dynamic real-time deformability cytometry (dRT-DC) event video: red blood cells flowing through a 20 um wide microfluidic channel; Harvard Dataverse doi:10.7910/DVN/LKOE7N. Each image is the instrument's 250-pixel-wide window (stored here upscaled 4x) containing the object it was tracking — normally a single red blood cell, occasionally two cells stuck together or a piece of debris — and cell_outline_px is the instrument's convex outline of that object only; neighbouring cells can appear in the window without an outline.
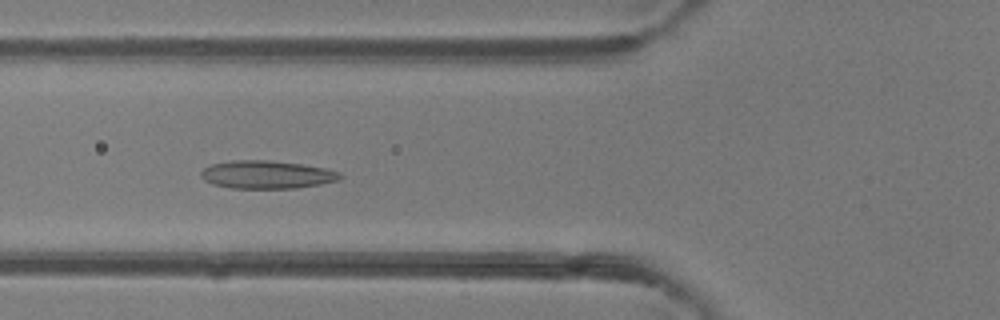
{"species": "common noctule bat (a hibernating species)", "species_latin": "Nyctalus noctula", "temperature_condition": "room temperature", "stored_images_in_passage": 6, "camera_frame_rate_fps": 3000, "um_per_image_px": 0.085, "animal": {"sex": "female"}, "frame": {"image": 1, "passage_image": 5, "time_ms": 4.667, "image_size_px": [1000, 320], "cell_outline_px": [[344, 176], [340, 180], [320, 184], [296, 188], [232, 188], [212, 184], [204, 180], [200, 176], [200, 172], [204, 168], [212, 164], [232, 160], [268, 160], [300, 164], [324, 168], [340, 172]], "centroid_in_image_um": [22.68, 14.84], "position_along_channel_um": 103.1, "area_um2": 22.72}}
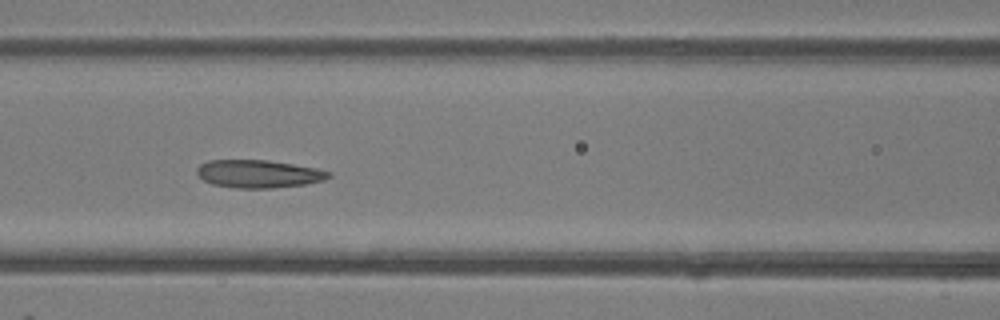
{"frame": {"image": 2, "passage_image": 6, "time_ms": 5.667, "image_size_px": [1000, 320], "cell_outline_px": [[332, 176], [324, 180], [304, 184], [272, 188], [236, 188], [212, 184], [204, 180], [196, 172], [196, 168], [200, 164], [208, 160], [268, 160], [316, 168], [332, 172]], "centroid_in_image_um": [21.98, 14.77], "position_along_channel_um": 144.6, "area_um2": 21.39}}